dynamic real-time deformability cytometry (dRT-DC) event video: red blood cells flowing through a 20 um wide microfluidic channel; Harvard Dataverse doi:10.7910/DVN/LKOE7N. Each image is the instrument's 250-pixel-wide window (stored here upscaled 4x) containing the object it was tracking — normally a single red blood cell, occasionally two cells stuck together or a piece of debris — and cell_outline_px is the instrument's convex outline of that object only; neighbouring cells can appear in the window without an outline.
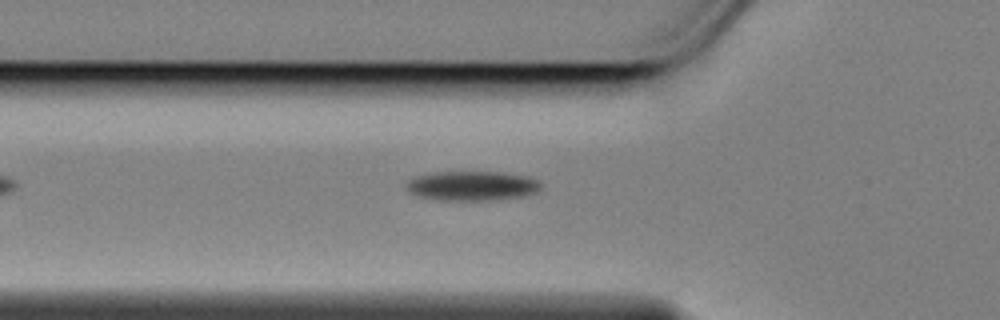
{"species": "Egyptian fruit bat (a non-hibernating species)", "species_latin": "Rousettus aegyptiacus", "temperature_condition": "cold", "stored_images_in_passage": 4, "camera_frame_rate_fps": 3000, "um_per_image_px": 0.085, "animal": {"sex": "female"}, "frame": {"image": 1, "passage_image": 2, "time_ms": 0.333, "image_size_px": [1000, 320], "cell_outline_px": [[540, 192], [528, 196], [500, 200], [432, 200], [416, 196], [408, 192], [404, 184], [412, 176], [436, 172], [500, 172], [528, 176], [536, 180], [540, 184]], "centroid_in_image_um": [40.1, 15.81], "position_along_channel_um": 85.7, "area_um2": 23.81}}